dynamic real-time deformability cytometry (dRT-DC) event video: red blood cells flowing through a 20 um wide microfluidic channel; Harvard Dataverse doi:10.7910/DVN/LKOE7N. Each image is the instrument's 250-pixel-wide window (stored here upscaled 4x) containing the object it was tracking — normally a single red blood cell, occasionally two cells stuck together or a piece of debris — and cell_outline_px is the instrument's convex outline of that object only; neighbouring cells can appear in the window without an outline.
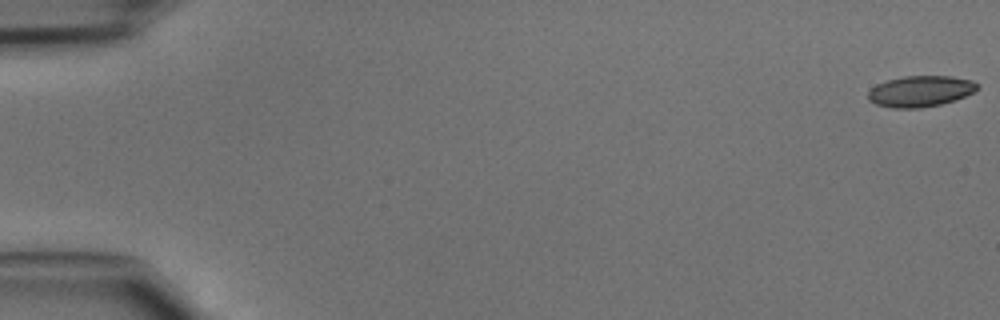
{"species": "common noctule bat (a hibernating species)", "species_latin": "Nyctalus noctula", "temperature_condition": "cold", "stored_images_in_passage": 11, "camera_frame_rate_fps": 3000, "um_per_image_px": 0.085, "animal": {"sex": "male", "body_mass_g": 15.6}, "frame": {"image": 1, "passage_image": 1, "time_ms": 0.0, "image_size_px": [1000, 320], "cell_outline_px": [[980, 88], [956, 100], [940, 104], [920, 108], [892, 108], [876, 104], [868, 100], [868, 92], [876, 84], [888, 80], [904, 76], [952, 76], [972, 80], [980, 84]], "centroid_in_image_um": [78.25, 7.75], "position_along_channel_um": 6.7, "area_um2": 19.83}}